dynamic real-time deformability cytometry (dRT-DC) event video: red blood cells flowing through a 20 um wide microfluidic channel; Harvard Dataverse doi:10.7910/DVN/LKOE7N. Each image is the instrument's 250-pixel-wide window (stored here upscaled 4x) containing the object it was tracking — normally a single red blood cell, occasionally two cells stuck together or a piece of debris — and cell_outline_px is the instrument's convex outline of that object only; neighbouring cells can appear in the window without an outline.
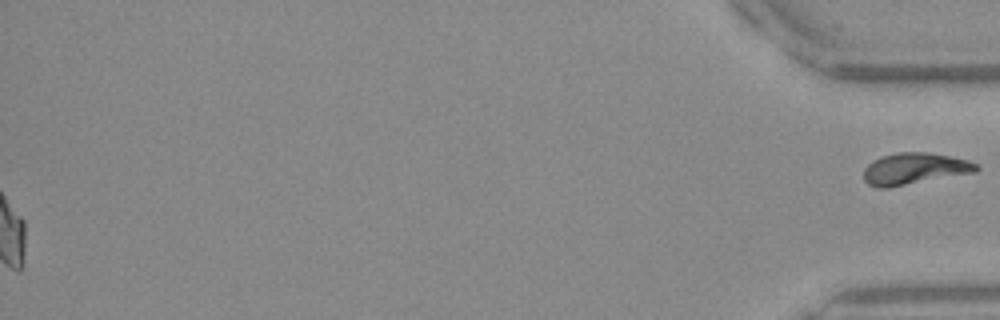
{"species": "Egyptian fruit bat (a non-hibernating species)", "species_latin": "Rousettus aegyptiacus", "temperature_condition": "warm", "stored_images_in_passage": 51, "segment_of_instrument_passage": [2, 2], "camera_frame_rate_fps": 3000, "um_per_image_px": 0.085, "frame": {"image": 1, "passage_image": 51, "time_ms": 16.667, "image_size_px": [1000, 320], "cell_outline_px": [[980, 168], [976, 172], [888, 188], [876, 188], [868, 184], [864, 180], [864, 168], [872, 160], [896, 152], [928, 152], [968, 160], [976, 164]], "centroid_in_image_um": [77.71, 14.35], "position_along_channel_um": 357.5, "area_um2": 20.75}}